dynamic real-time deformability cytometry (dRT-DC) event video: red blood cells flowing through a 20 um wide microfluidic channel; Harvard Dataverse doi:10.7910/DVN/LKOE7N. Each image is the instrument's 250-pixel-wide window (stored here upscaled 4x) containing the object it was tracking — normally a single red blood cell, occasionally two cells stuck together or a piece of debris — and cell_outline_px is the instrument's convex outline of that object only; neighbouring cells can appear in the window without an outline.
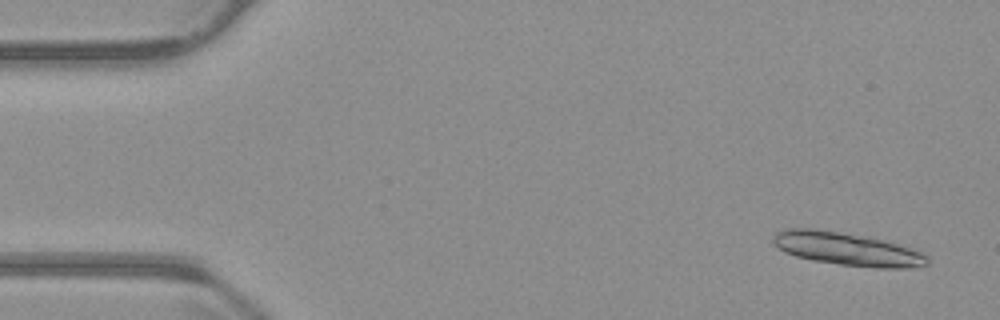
{"species": "common noctule bat (a hibernating species)", "species_latin": "Nyctalus noctula", "temperature_condition": "warm", "stored_images_in_passage": 15, "camera_frame_rate_fps": 3000, "um_per_image_px": 0.085, "animal": {"sex": "male", "body_mass_g": 23.1, "forearm_length_mm": 52.7}, "frame": {"image": 1, "passage_image": 3, "time_ms": 0.667, "image_size_px": [1000, 320], "cell_outline_px": [[928, 264], [912, 268], [876, 268], [840, 264], [812, 260], [796, 256], [784, 252], [772, 240], [772, 236], [776, 232], [784, 228], [812, 228], [884, 240], [912, 248], [928, 256]], "centroid_in_image_um": [72.0, 21.17], "position_along_channel_um": 13.0, "area_um2": 29.42}}